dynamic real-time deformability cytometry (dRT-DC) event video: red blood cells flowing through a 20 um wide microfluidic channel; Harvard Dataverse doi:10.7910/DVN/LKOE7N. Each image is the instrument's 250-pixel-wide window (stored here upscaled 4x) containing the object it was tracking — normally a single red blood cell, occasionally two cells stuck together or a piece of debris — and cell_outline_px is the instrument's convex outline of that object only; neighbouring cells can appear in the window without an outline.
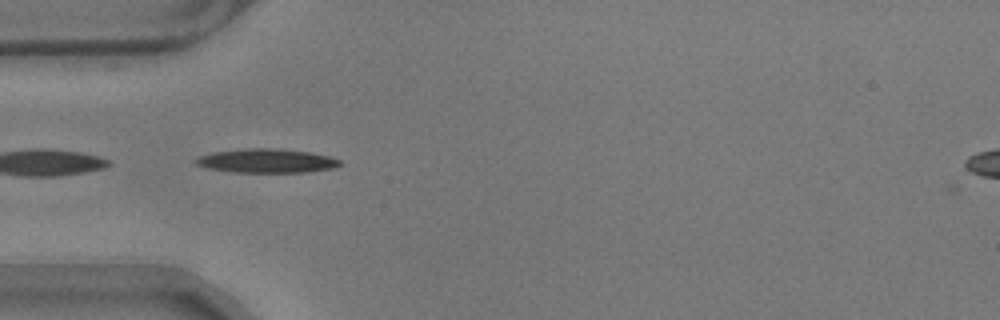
{"species": "common noctule bat (a hibernating species)", "species_latin": "Nyctalus noctula", "temperature_condition": "warm", "stored_images_in_passage": 43, "camera_frame_rate_fps": 3000, "um_per_image_px": 0.085, "animal": {"sex": "male", "body_mass_g": 17.9}, "frame": {"image": 1, "passage_image": 4, "time_ms": 1.0, "image_size_px": [1000, 320], "cell_outline_px": [[340, 164], [336, 168], [304, 172], [236, 172], [208, 168], [196, 164], [196, 160], [200, 156], [212, 152], [244, 148], [276, 148], [308, 152], [328, 156], [340, 160]], "centroid_in_image_um": [22.67, 13.66], "position_along_channel_um": 62.3, "area_um2": 19.94}}
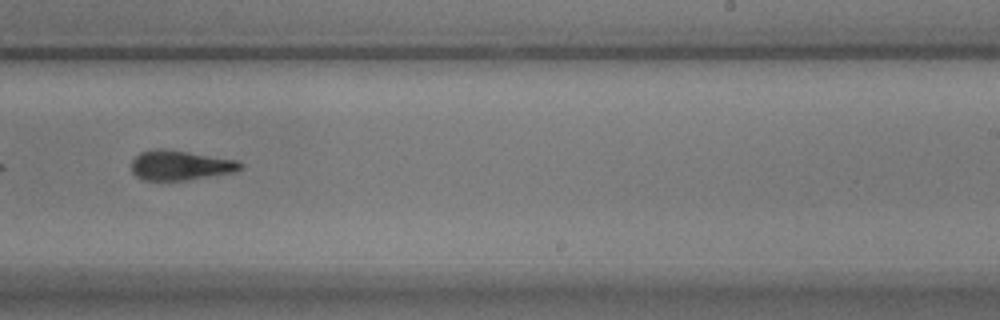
{"frame": {"image": 2, "passage_image": 22, "time_ms": 7.0, "image_size_px": [1000, 320], "cell_outline_px": [[244, 168], [236, 172], [184, 180], [144, 180], [136, 176], [132, 172], [132, 160], [140, 152], [152, 148], [168, 148], [240, 160], [244, 164]], "centroid_in_image_um": [15.37, 14.02], "position_along_channel_um": 273.6, "area_um2": 19.36}}
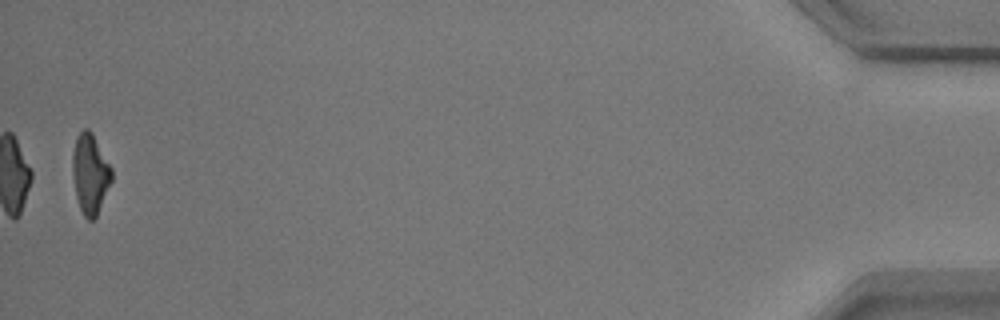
{"frame": {"image": 3, "passage_image": 43, "time_ms": 14.0, "image_size_px": [1000, 320], "cell_outline_px": [[112, 180], [96, 216], [92, 220], [88, 220], [84, 216], [80, 208], [76, 196], [72, 176], [72, 152], [76, 136], [84, 128], [88, 128], [92, 132], [112, 168]], "centroid_in_image_um": [7.65, 14.74], "position_along_channel_um": 427.6, "area_um2": 18.26}, "authors_computed_cell_mechanics": {"area_um2": 19.363, "velocity_mm_per_s": 3.5288, "shape_relaxation_time_tau1_ms": 3.3111, "shape_relaxation_time_tau2_ms": 4.5548, "deformation_change_tau1": 0.1676, "deformation_change_tau2": 0.1406}}